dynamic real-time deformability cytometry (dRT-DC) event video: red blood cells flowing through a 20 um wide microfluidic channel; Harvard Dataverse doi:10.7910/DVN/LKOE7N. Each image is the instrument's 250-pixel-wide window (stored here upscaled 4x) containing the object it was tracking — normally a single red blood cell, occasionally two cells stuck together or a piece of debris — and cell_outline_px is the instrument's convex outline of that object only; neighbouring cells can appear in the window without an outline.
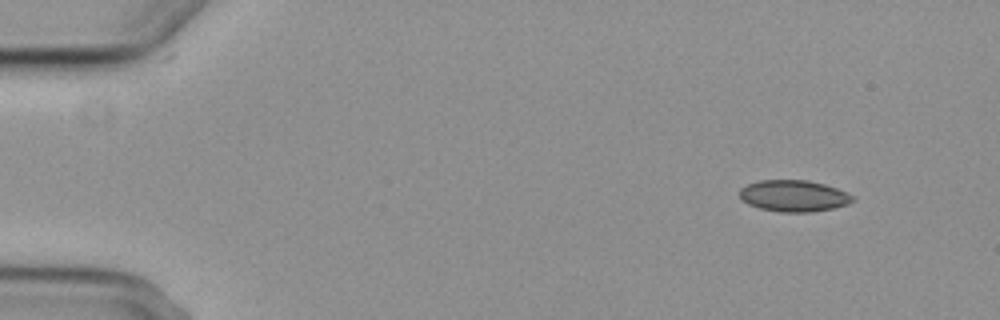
{"species": "common noctule bat (a hibernating species)", "species_latin": "Nyctalus noctula", "temperature_condition": "cold", "stored_images_in_passage": 4, "camera_frame_rate_fps": 3000, "um_per_image_px": 0.085, "animal": {"sex": "female", "body_mass_g": 29.2, "forearm_length_mm": 56.3}, "frame": {"image": 1, "passage_image": 1, "time_ms": 0.0, "image_size_px": [1000, 320], "cell_outline_px": [[856, 200], [848, 204], [832, 208], [812, 212], [780, 212], [760, 208], [748, 204], [740, 200], [740, 188], [748, 184], [760, 180], [808, 180], [824, 184], [848, 192]], "centroid_in_image_um": [67.47, 16.65], "position_along_channel_um": 17.5, "area_um2": 20.81}}
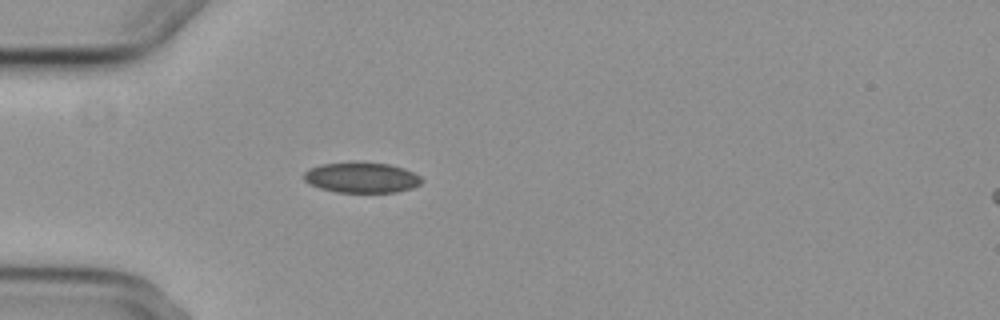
{"frame": {"image": 2, "passage_image": 4, "time_ms": 3.667, "image_size_px": [1000, 320], "cell_outline_px": [[424, 180], [420, 184], [412, 188], [396, 192], [336, 192], [320, 188], [304, 180], [304, 172], [320, 164], [388, 164], [404, 168], [420, 176]], "centroid_in_image_um": [30.78, 15.12], "position_along_channel_um": 54.2, "area_um2": 20.23}}